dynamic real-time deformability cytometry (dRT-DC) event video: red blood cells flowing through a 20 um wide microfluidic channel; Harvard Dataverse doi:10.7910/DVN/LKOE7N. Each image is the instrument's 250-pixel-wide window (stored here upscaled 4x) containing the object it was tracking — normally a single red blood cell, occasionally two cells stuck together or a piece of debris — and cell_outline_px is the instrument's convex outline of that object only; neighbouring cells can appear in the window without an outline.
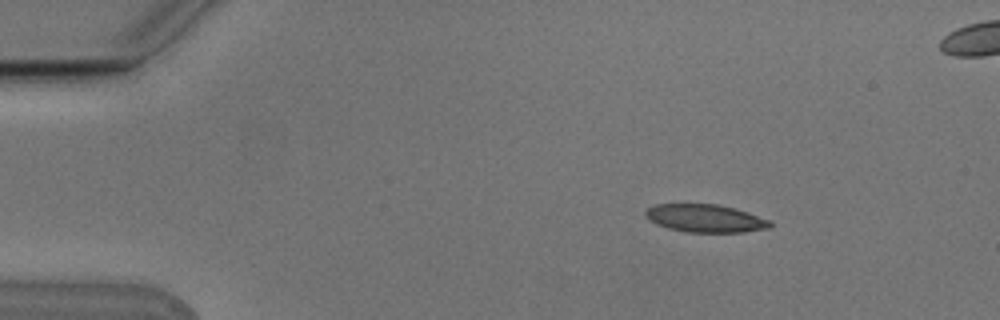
{"species": "Egyptian fruit bat (a non-hibernating species)", "species_latin": "Rousettus aegyptiacus", "temperature_condition": "cold", "stored_images_in_passage": 5, "camera_frame_rate_fps": 3000, "um_per_image_px": 0.085, "animal": {"sex": "male"}, "frame": {"image": 1, "passage_image": 2, "time_ms": 0.333, "image_size_px": [1000, 320], "cell_outline_px": [[772, 224], [768, 228], [744, 232], [684, 232], [668, 228], [656, 224], [644, 216], [644, 212], [648, 208], [656, 204], [716, 204], [748, 212], [772, 220]], "centroid_in_image_um": [59.94, 18.56], "position_along_channel_um": 25.1, "area_um2": 20.29}}